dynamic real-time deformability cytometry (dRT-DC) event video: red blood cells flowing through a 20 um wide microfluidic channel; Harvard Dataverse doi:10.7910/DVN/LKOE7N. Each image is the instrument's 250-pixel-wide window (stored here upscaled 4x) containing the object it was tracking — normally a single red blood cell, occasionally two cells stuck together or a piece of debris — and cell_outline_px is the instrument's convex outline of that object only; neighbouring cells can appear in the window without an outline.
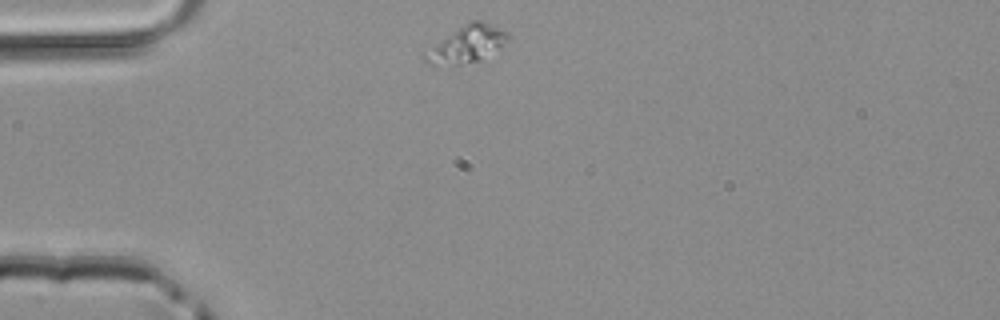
{"species": "common noctule bat (a hibernating species)", "species_latin": "Nyctalus noctula", "temperature_condition": "room temperature", "stored_images_in_passage": 38, "camera_frame_rate_fps": 3000, "um_per_image_px": 0.085, "animal": {"sex": "male", "body_mass_g": 20.4}, "frame": {"image": 1, "passage_image": 1, "time_ms": 0.0, "image_size_px": [1000, 320], "cell_outline_px": [[508, 40], [480, 60], [460, 64], [428, 64], [420, 56], [420, 52], [468, 20], [484, 20], [504, 28], [508, 32]], "centroid_in_image_um": [39.61, 3.71], "position_along_channel_um": 45.4, "area_um2": 18.21}}
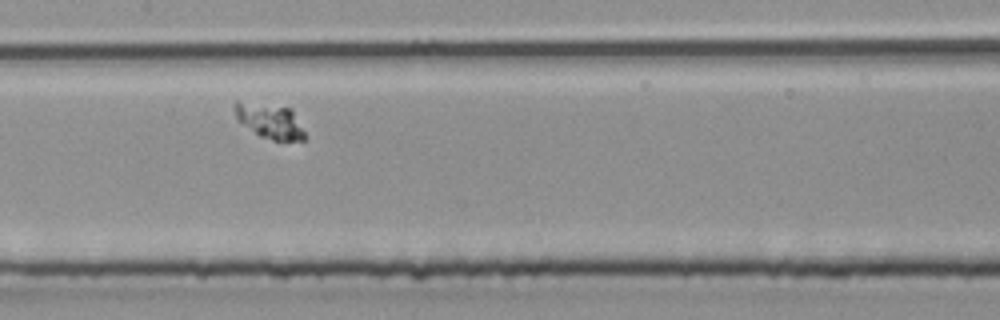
{"frame": {"image": 2, "passage_image": 13, "time_ms": 4.0, "image_size_px": [1000, 320], "cell_outline_px": [[304, 140], [272, 140], [260, 136], [244, 124], [236, 116], [236, 100], [292, 108], [304, 132]], "centroid_in_image_um": [22.97, 10.27], "position_along_channel_um": 184.4, "area_um2": 13.81}}
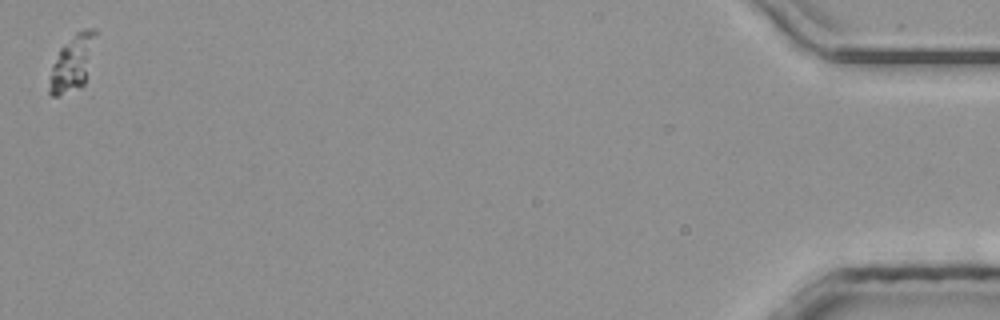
{"frame": {"image": 3, "passage_image": 38, "time_ms": 12.333, "image_size_px": [1000, 320], "cell_outline_px": [[96, 32], [84, 84], [56, 96], [52, 96], [48, 92], [48, 88], [52, 64], [60, 48], [76, 32], [84, 28], [96, 28]], "centroid_in_image_um": [6.11, 5.32], "position_along_channel_um": 429.1, "area_um2": 14.51}}